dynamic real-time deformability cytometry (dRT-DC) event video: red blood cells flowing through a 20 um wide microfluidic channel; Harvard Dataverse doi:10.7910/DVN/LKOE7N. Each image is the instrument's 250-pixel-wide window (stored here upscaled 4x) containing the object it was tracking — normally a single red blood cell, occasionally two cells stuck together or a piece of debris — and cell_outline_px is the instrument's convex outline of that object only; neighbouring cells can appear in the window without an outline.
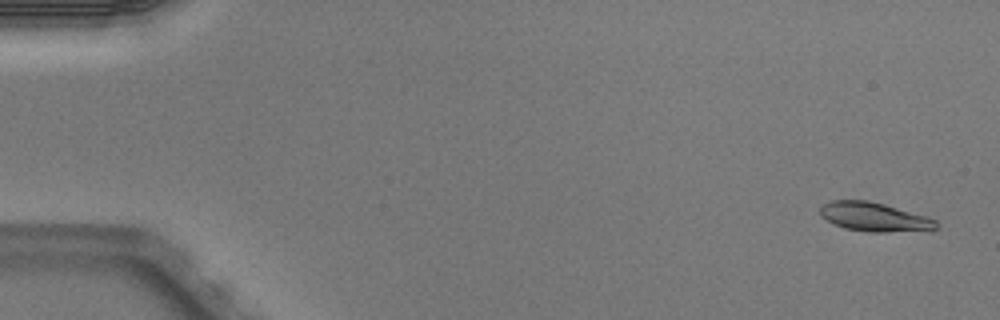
{"species": "Egyptian fruit bat (a non-hibernating species)", "species_latin": "Rousettus aegyptiacus", "temperature_condition": "warm", "stored_images_in_passage": 6, "camera_frame_rate_fps": 3000, "um_per_image_px": 0.085, "animal": {"sex": "male"}, "frame": {"image": 1, "passage_image": 1, "time_ms": 0.0, "image_size_px": [1000, 320], "cell_outline_px": [[936, 228], [932, 232], [872, 232], [844, 228], [832, 224], [820, 216], [820, 208], [828, 200], [868, 200], [884, 204], [924, 216], [936, 220]], "centroid_in_image_um": [74.32, 18.46], "position_along_channel_um": 10.7, "area_um2": 19.88}}
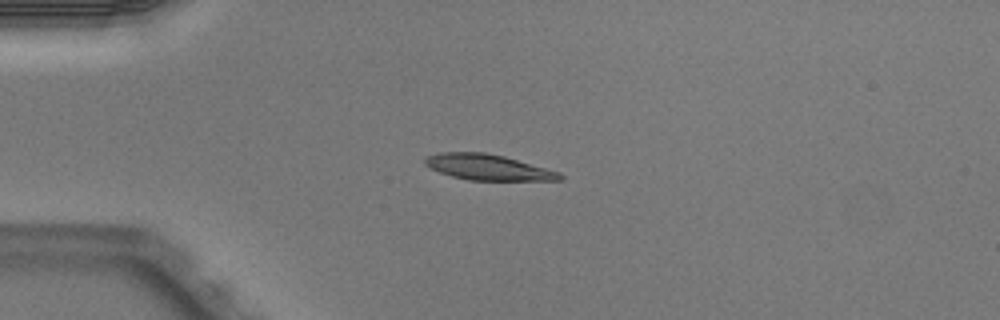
{"frame": {"image": 2, "passage_image": 4, "time_ms": 1.0, "image_size_px": [1000, 320], "cell_outline_px": [[564, 180], [468, 180], [452, 176], [440, 172], [424, 164], [424, 156], [440, 152], [484, 152], [504, 156], [560, 172], [564, 176]], "centroid_in_image_um": [41.47, 14.21], "position_along_channel_um": 43.5, "area_um2": 20.17}}